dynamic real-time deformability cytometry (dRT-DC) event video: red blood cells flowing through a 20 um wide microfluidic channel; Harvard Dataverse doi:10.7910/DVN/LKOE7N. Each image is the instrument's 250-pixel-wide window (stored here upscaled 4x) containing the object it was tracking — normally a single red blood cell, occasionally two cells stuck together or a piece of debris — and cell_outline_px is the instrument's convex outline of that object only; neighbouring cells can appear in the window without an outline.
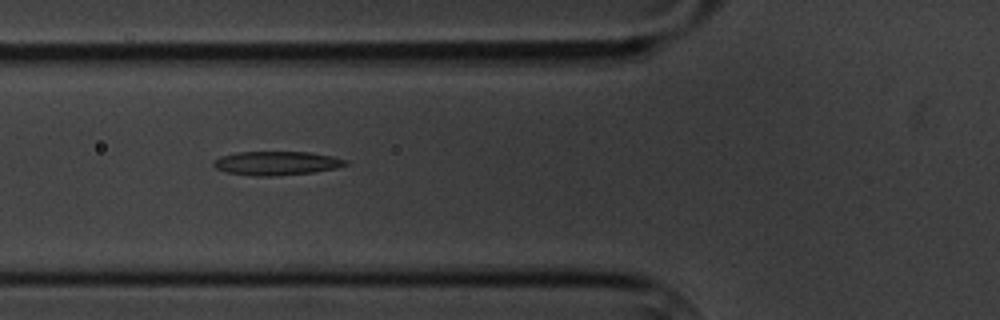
{"species": "common noctule bat (a hibernating species)", "species_latin": "Nyctalus noctula", "temperature_condition": "cold", "stored_images_in_passage": 7, "camera_frame_rate_fps": 3000, "um_per_image_px": 0.085, "animal": {"sex": "male", "body_mass_g": 20.1, "forearm_length_mm": 53.5}, "frame": {"image": 1, "passage_image": 6, "time_ms": 5.667, "image_size_px": [1000, 320], "cell_outline_px": [[348, 164], [336, 168], [312, 172], [276, 176], [256, 176], [224, 172], [216, 168], [212, 164], [212, 160], [220, 156], [236, 152], [308, 152], [332, 156], [348, 160]], "centroid_in_image_um": [23.46, 13.87], "position_along_channel_um": 102.3, "area_um2": 18.44}}
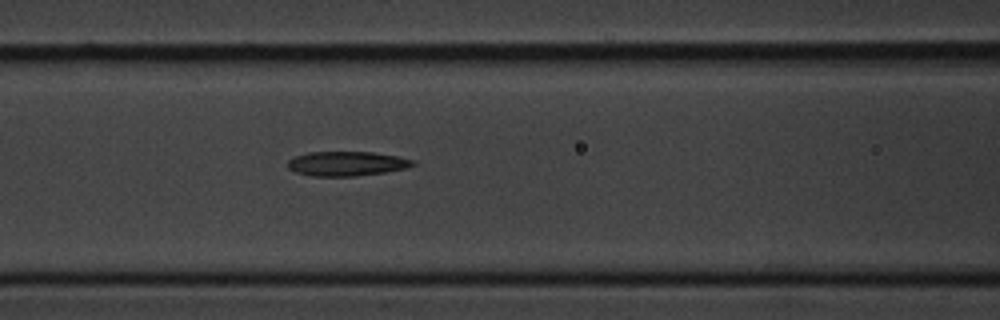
{"frame": {"image": 2, "passage_image": 7, "time_ms": 6.667, "image_size_px": [1000, 320], "cell_outline_px": [[416, 164], [408, 168], [384, 172], [356, 176], [312, 176], [296, 172], [288, 168], [288, 160], [292, 156], [308, 152], [372, 152], [396, 156], [416, 160]], "centroid_in_image_um": [29.47, 13.9], "position_along_channel_um": 137.1, "area_um2": 17.98}}